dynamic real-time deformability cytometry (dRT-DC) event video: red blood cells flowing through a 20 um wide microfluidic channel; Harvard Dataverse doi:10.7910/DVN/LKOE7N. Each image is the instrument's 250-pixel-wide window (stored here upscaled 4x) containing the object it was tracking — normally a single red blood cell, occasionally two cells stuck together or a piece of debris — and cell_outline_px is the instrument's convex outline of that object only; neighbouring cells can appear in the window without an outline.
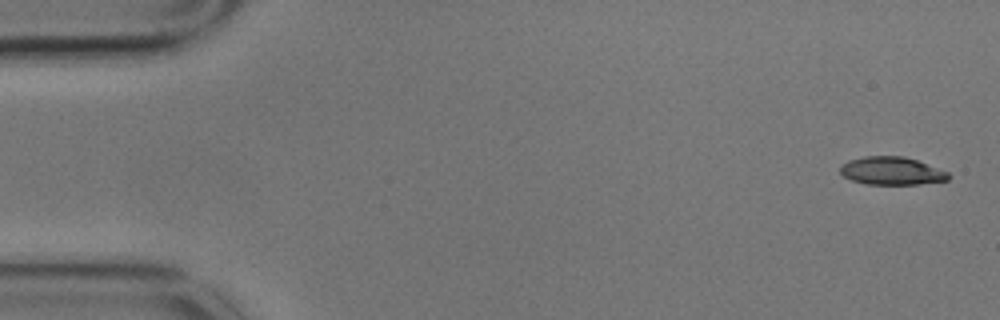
{"species": "common noctule bat (a hibernating species)", "species_latin": "Nyctalus noctula", "temperature_condition": "cold", "stored_images_in_passage": 40, "camera_frame_rate_fps": 3000, "um_per_image_px": 0.085, "animal": {"sex": "male", "body_mass_g": 17.9}, "frame": {"image": 1, "passage_image": 1, "time_ms": 0.0, "image_size_px": [1000, 320], "cell_outline_px": [[952, 176], [948, 180], [920, 184], [868, 184], [852, 180], [844, 176], [840, 172], [840, 164], [848, 160], [864, 156], [904, 156], [916, 160], [948, 172]], "centroid_in_image_um": [75.78, 14.52], "position_along_channel_um": 9.2, "area_um2": 17.63}}
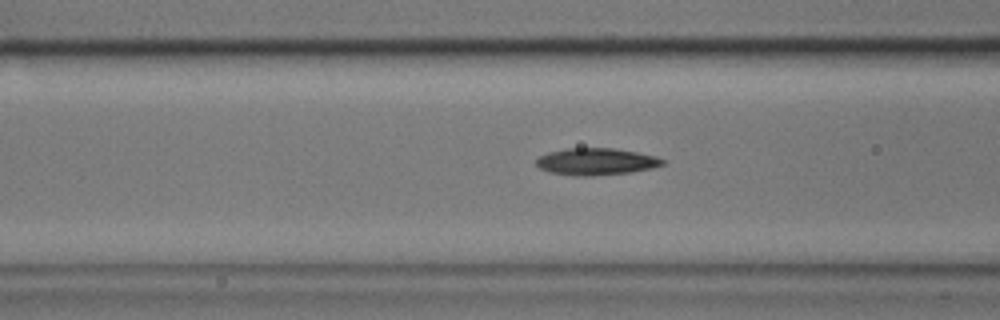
{"frame": {"image": 2, "passage_image": 21, "time_ms": 6.667, "image_size_px": [1000, 320], "cell_outline_px": [[664, 164], [652, 168], [632, 172], [592, 176], [572, 176], [548, 172], [540, 168], [536, 164], [536, 160], [540, 156], [548, 152], [568, 148], [612, 148], [636, 152], [656, 156], [664, 160]], "centroid_in_image_um": [50.65, 13.74], "position_along_channel_um": 115.9, "area_um2": 19.88}}
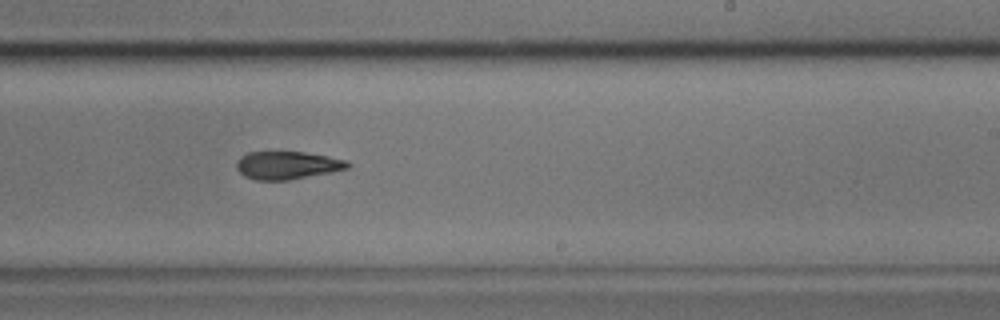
{"frame": {"image": 3, "passage_image": 34, "time_ms": 11.0, "image_size_px": [1000, 320], "cell_outline_px": [[352, 164], [348, 168], [332, 172], [288, 180], [256, 180], [244, 176], [236, 168], [236, 164], [240, 156], [248, 152], [304, 152], [328, 156], [348, 160]], "centroid_in_image_um": [24.44, 14.04], "position_along_channel_um": 264.6, "area_um2": 18.15}, "authors_computed_cell_mechanics": {"area_um2": 19.1607, "velocity_mm_per_s": 3.4337, "shape_relaxation_time_tau1_ms": 6.0012, "shape_relaxation_time_tau2_ms": 6.7804, "deformation_change_tau1": 0.1835, "deformation_change_tau2": 0.1381}}